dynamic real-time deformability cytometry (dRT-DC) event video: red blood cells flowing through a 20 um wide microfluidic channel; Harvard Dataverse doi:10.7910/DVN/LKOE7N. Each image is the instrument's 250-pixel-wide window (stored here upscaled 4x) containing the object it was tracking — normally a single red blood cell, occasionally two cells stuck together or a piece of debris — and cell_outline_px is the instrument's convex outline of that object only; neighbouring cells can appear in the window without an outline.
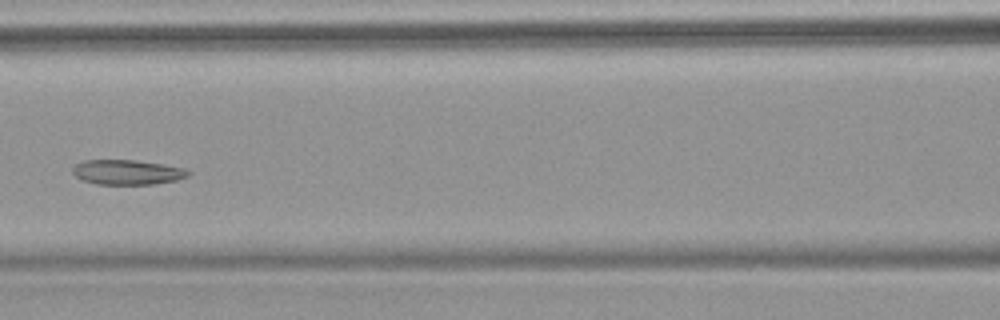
{"species": "common noctule bat (a hibernating species)", "species_latin": "Nyctalus noctula", "temperature_condition": "warm", "stored_images_in_passage": 6, "camera_frame_rate_fps": 3000, "um_per_image_px": 0.085, "animal": {"sex": "female", "body_mass_g": 18.4}, "frame": {"image": 1, "passage_image": 6, "time_ms": 7.0, "image_size_px": [1000, 320], "cell_outline_px": [[192, 172], [188, 176], [176, 180], [152, 184], [96, 184], [84, 180], [76, 176], [72, 172], [72, 168], [76, 164], [84, 160], [136, 160], [164, 164], [184, 168]], "centroid_in_image_um": [10.83, 14.63], "position_along_channel_um": 155.8, "area_um2": 16.7}}